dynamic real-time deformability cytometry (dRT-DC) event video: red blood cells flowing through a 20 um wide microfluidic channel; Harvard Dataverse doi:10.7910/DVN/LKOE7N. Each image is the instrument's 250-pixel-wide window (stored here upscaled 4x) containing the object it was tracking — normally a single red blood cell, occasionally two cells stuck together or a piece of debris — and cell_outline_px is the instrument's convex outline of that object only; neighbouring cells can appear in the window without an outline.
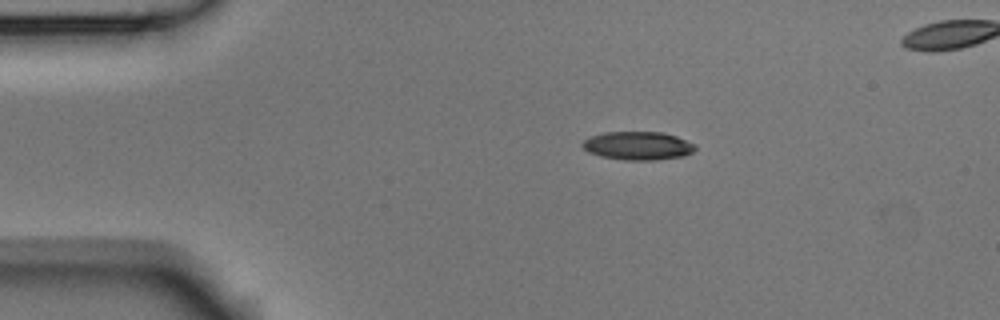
{"species": "Egyptian fruit bat (a non-hibernating species)", "species_latin": "Rousettus aegyptiacus", "temperature_condition": "room temperature", "stored_images_in_passage": 8, "camera_frame_rate_fps": 3000, "um_per_image_px": 0.085, "animal": {"sex": "male"}, "frame": {"image": 1, "passage_image": 1, "time_ms": 0.0, "image_size_px": [1000, 320], "cell_outline_px": [[696, 148], [692, 152], [684, 156], [656, 160], [624, 160], [600, 156], [588, 152], [580, 144], [588, 136], [604, 132], [664, 132], [676, 136], [696, 144]], "centroid_in_image_um": [54.21, 12.38], "position_along_channel_um": 30.8, "area_um2": 18.84}}
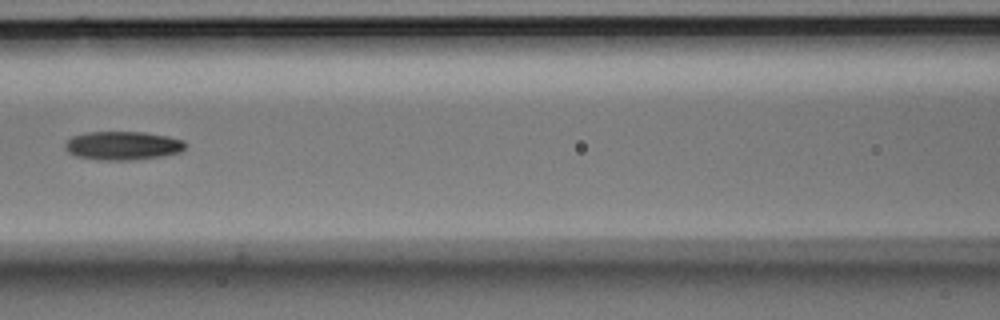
{"frame": {"image": 2, "passage_image": 5, "time_ms": 1.333, "image_size_px": [1000, 320], "cell_outline_px": [[188, 144], [180, 152], [164, 156], [132, 160], [96, 160], [76, 156], [68, 152], [64, 148], [64, 144], [72, 136], [88, 132], [144, 132], [168, 136], [184, 140]], "centroid_in_image_um": [10.45, 12.38], "position_along_channel_um": 156.2, "area_um2": 20.29}}
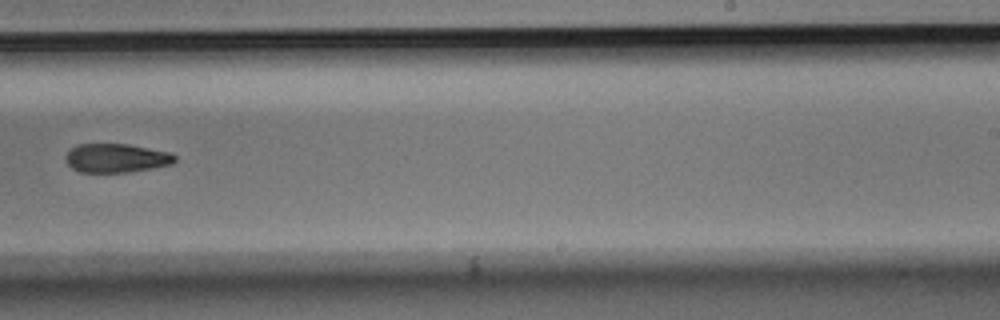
{"frame": {"image": 3, "passage_image": 8, "time_ms": 2.333, "image_size_px": [1000, 320], "cell_outline_px": [[176, 160], [172, 164], [152, 168], [128, 172], [80, 172], [72, 168], [68, 164], [64, 156], [76, 144], [128, 144], [168, 152], [176, 156]], "centroid_in_image_um": [9.87, 13.43], "position_along_channel_um": 279.1, "area_um2": 18.26}}